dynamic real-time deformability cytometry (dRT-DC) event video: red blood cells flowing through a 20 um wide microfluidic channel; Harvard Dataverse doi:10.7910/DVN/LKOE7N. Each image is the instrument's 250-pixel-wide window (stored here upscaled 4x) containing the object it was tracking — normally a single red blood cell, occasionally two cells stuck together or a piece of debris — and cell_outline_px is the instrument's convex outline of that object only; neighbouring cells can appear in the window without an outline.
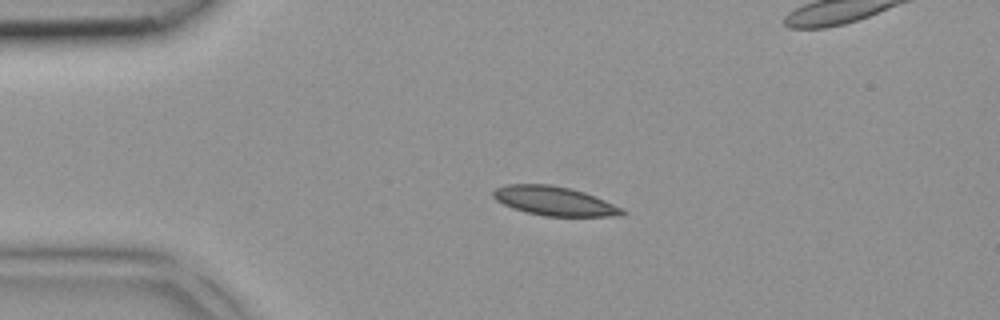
{"species": "common noctule bat (a hibernating species)", "species_latin": "Nyctalus noctula", "temperature_condition": "room temperature", "stored_images_in_passage": 6, "segment_of_instrument_passage": [2, 2], "camera_frame_rate_fps": 3000, "um_per_image_px": 0.085, "animal": {"sex": "female", "body_mass_g": 18.4}, "frame": {"image": 1, "passage_image": 6, "time_ms": 1.667, "image_size_px": [1000, 320], "cell_outline_px": [[628, 212], [624, 216], [544, 216], [512, 208], [496, 200], [492, 196], [492, 192], [496, 188], [504, 184], [552, 184], [572, 188], [596, 196], [624, 208]], "centroid_in_image_um": [47.17, 17.08], "position_along_channel_um": 37.8, "area_um2": 22.2}}